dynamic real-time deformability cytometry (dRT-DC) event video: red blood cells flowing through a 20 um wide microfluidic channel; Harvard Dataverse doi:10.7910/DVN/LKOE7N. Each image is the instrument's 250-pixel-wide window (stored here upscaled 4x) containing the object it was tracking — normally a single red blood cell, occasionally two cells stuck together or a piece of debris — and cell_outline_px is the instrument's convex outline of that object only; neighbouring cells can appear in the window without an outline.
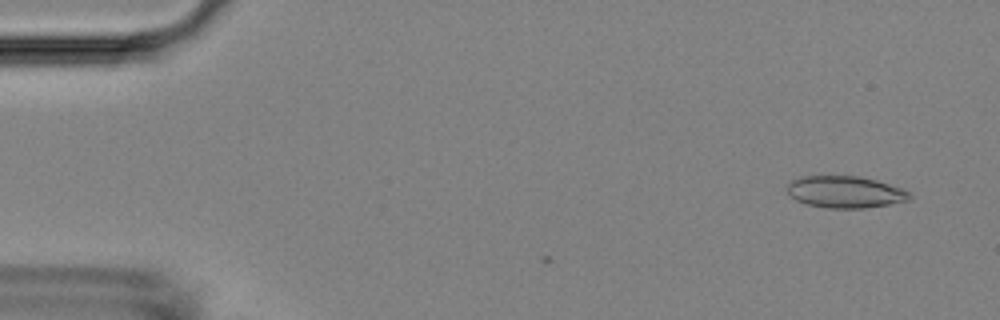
{"species": "Egyptian fruit bat (a non-hibernating species)", "species_latin": "Rousettus aegyptiacus", "temperature_condition": "room temperature", "stored_images_in_passage": 4, "camera_frame_rate_fps": 3000, "um_per_image_px": 0.085, "animal": {"sex": "female"}, "frame": {"image": 1, "passage_image": 4, "time_ms": 1.0, "image_size_px": [1000, 320], "cell_outline_px": [[912, 196], [908, 200], [888, 204], [864, 208], [824, 208], [808, 204], [796, 200], [788, 192], [788, 184], [792, 180], [800, 176], [860, 176], [876, 180], [900, 188], [908, 192]], "centroid_in_image_um": [71.82, 16.31], "position_along_channel_um": 13.2, "area_um2": 22.48}}